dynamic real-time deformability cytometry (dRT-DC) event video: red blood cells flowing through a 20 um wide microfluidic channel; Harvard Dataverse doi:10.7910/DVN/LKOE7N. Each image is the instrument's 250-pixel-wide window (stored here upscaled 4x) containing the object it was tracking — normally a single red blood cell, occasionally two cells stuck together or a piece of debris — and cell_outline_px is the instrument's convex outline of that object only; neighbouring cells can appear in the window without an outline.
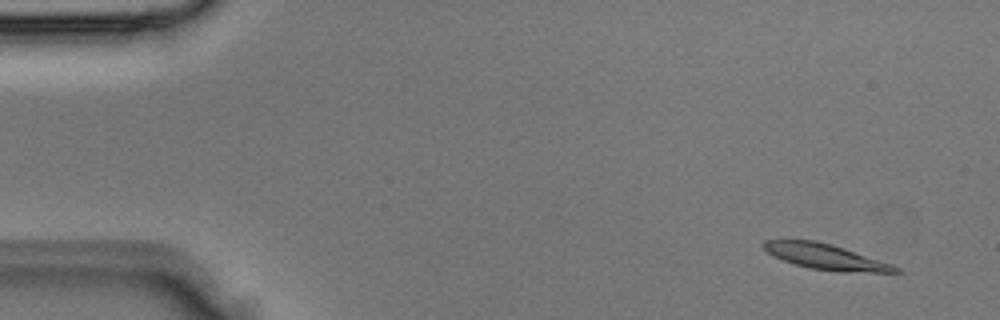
{"species": "Egyptian fruit bat (a non-hibernating species)", "species_latin": "Rousettus aegyptiacus", "temperature_condition": "room temperature", "stored_images_in_passage": 5, "segment_of_instrument_passage": [2, 2], "camera_frame_rate_fps": 3000, "um_per_image_px": 0.085, "animal": {"sex": "male"}, "frame": {"image": 1, "passage_image": 5, "time_ms": 1.333, "image_size_px": [1000, 320], "cell_outline_px": [[904, 272], [844, 272], [812, 268], [796, 264], [784, 260], [768, 252], [764, 248], [764, 240], [816, 240], [832, 244], [892, 264], [900, 268]], "centroid_in_image_um": [70.24, 21.82], "position_along_channel_um": 14.8, "area_um2": 19.19}}